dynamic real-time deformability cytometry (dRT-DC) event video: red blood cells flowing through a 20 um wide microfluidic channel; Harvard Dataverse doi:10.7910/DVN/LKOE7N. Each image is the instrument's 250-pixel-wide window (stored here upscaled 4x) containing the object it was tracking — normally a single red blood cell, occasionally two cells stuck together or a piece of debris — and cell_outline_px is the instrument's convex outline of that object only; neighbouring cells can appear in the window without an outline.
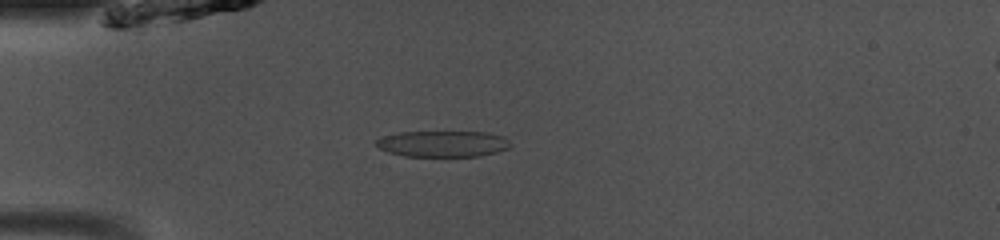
{"species": "common noctule bat (a hibernating species)", "species_latin": "Nyctalus noctula", "temperature_condition": "room temperature", "stored_images_in_passage": 48, "camera_frame_rate_fps": 3000, "um_per_image_px": 0.085, "animal": {"sex": "male", "body_mass_g": 13.0, "forearm_length_mm": 53.1}, "frame": {"image": 1, "passage_image": 13, "time_ms": 4.0, "image_size_px": [1000, 240], "cell_outline_px": [[512, 144], [508, 148], [496, 152], [476, 156], [404, 156], [388, 152], [380, 148], [376, 144], [376, 140], [384, 136], [400, 132], [488, 132], [504, 136]], "centroid_in_image_um": [37.66, 12.22], "position_along_channel_um": 47.3, "area_um2": 20.35}}
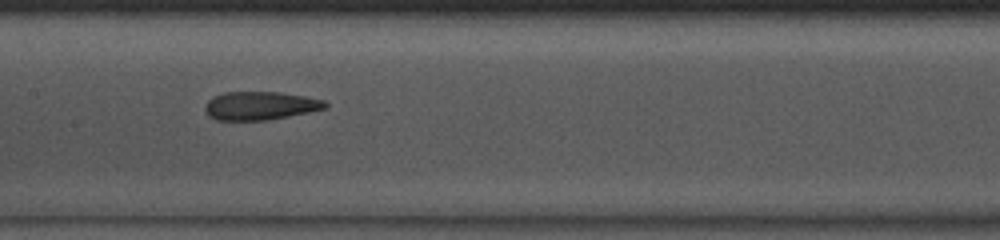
{"frame": {"image": 2, "passage_image": 24, "time_ms": 7.667, "image_size_px": [1000, 240], "cell_outline_px": [[328, 104], [324, 108], [308, 112], [268, 120], [216, 120], [208, 116], [204, 108], [208, 100], [224, 92], [280, 92], [304, 96], [324, 100]], "centroid_in_image_um": [22.09, 8.99], "position_along_channel_um": 185.3, "area_um2": 19.71}}
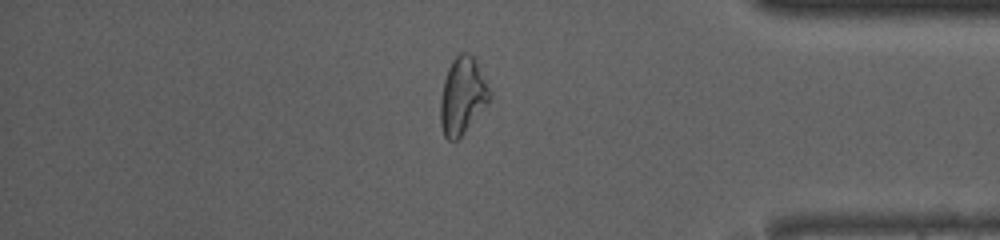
{"frame": {"image": 3, "passage_image": 41, "time_ms": 13.333, "image_size_px": [1000, 240], "cell_outline_px": [[492, 100], [464, 132], [456, 140], [448, 140], [444, 136], [440, 124], [440, 100], [444, 80], [448, 68], [452, 60], [460, 52], [468, 52], [476, 60], [492, 92]], "centroid_in_image_um": [39.33, 8.14], "position_along_channel_um": 395.9, "area_um2": 22.31}, "authors_computed_cell_mechanics": {"area_um2": 21.5594, "velocity_mm_per_s": 4.1183, "shape_relaxation_time_tau1_ms": null, "shape_relaxation_time_tau2_ms": 2.393, "deformation_change_tau1": null, "deformation_change_tau2": 0.0943}}